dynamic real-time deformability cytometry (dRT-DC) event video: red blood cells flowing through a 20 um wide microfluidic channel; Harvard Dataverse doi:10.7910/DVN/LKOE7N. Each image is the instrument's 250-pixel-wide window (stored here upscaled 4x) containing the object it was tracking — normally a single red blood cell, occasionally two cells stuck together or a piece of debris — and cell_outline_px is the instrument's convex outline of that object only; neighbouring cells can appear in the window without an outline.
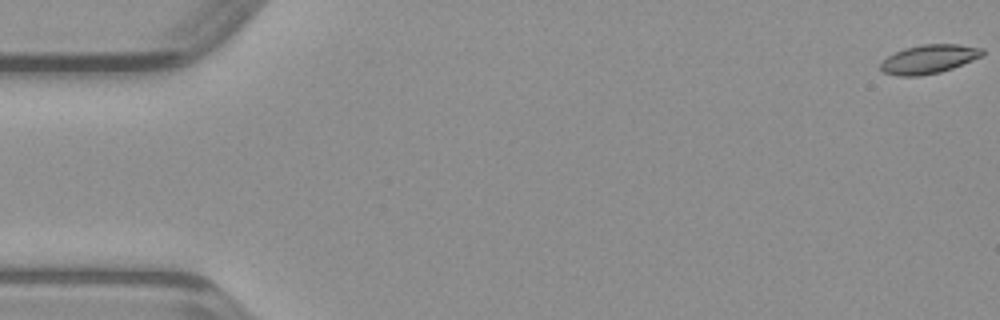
{"species": "common noctule bat (a hibernating species)", "species_latin": "Nyctalus noctula", "temperature_condition": "warm", "stored_images_in_passage": 49, "camera_frame_rate_fps": 3000, "um_per_image_px": 0.085, "animal": {"sex": "male", "body_mass_g": 23.1, "forearm_length_mm": 52.7}, "frame": {"image": 1, "passage_image": 1, "time_ms": 0.0, "image_size_px": [1000, 320], "cell_outline_px": [[984, 52], [980, 56], [972, 60], [952, 68], [940, 72], [920, 76], [896, 76], [884, 72], [880, 68], [880, 64], [888, 56], [904, 48], [924, 44], [960, 44], [984, 48]], "centroid_in_image_um": [78.95, 5.02], "position_along_channel_um": 6.0, "area_um2": 16.99}}
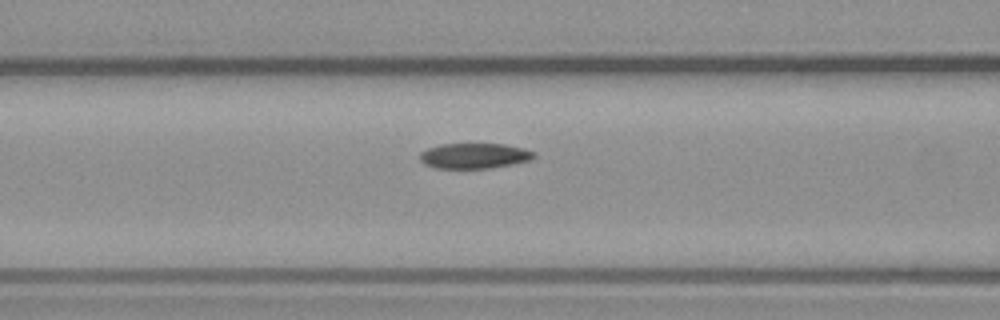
{"frame": {"image": 2, "passage_image": 20, "time_ms": 6.333, "image_size_px": [1000, 320], "cell_outline_px": [[536, 156], [532, 160], [512, 164], [488, 168], [436, 168], [424, 164], [420, 160], [420, 152], [428, 148], [440, 144], [504, 144], [524, 148], [536, 152]], "centroid_in_image_um": [40.34, 13.24], "position_along_channel_um": 126.3, "area_um2": 16.94}}
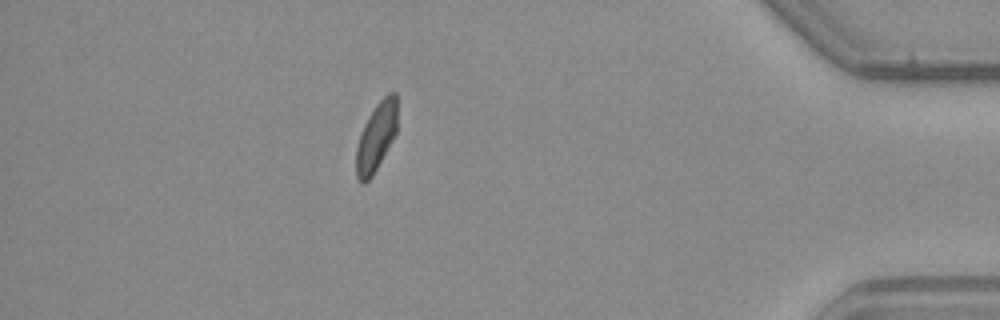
{"frame": {"image": 3, "passage_image": 43, "time_ms": 14.0, "image_size_px": [1000, 320], "cell_outline_px": [[396, 132], [392, 140], [372, 176], [364, 184], [360, 184], [356, 176], [356, 148], [360, 132], [368, 116], [376, 104], [388, 92], [396, 92]], "centroid_in_image_um": [31.95, 11.64], "position_along_channel_um": 403.3, "area_um2": 16.3}}